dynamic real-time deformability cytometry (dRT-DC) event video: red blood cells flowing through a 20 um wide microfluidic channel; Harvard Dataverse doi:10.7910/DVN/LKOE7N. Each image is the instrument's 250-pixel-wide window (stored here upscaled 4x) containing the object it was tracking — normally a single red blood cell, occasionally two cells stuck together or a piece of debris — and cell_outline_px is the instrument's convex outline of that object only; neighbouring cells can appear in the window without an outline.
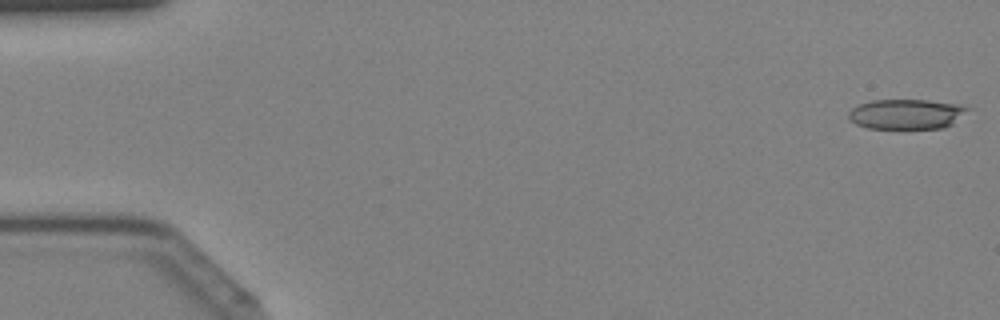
{"species": "Egyptian fruit bat (a non-hibernating species)", "species_latin": "Rousettus aegyptiacus", "temperature_condition": "cold", "stored_images_in_passage": 13, "camera_frame_rate_fps": 3000, "um_per_image_px": 0.085, "animal": {"sex": "female"}, "frame": {"image": 1, "passage_image": 1, "time_ms": 0.0, "image_size_px": [1000, 320], "cell_outline_px": [[972, 108], [952, 124], [944, 128], [900, 132], [868, 128], [856, 124], [848, 120], [848, 112], [852, 108], [860, 104], [872, 100], [928, 100], [960, 104]], "centroid_in_image_um": [77.04, 9.76], "position_along_channel_um": 8.0, "area_um2": 22.02}}